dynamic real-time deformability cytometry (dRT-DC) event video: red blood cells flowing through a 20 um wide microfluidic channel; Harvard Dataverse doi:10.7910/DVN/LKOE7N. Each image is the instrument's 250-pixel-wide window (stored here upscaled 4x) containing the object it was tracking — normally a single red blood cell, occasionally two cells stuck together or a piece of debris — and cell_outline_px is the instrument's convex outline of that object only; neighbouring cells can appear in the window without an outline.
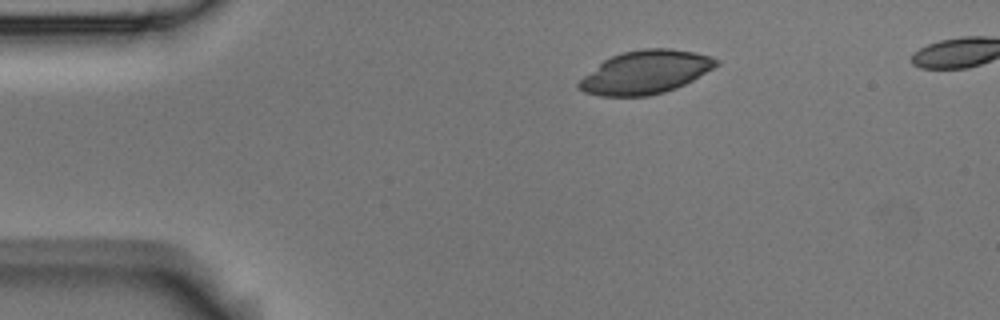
{"species": "Egyptian fruit bat (a non-hibernating species)", "species_latin": "Rousettus aegyptiacus", "temperature_condition": "room temperature", "stored_images_in_passage": 4, "camera_frame_rate_fps": 3000, "um_per_image_px": 0.085, "animal": {"sex": "male"}, "frame": {"image": 1, "passage_image": 1, "time_ms": 0.0, "image_size_px": [1000, 320], "cell_outline_px": [[720, 64], [692, 80], [676, 88], [664, 92], [648, 96], [600, 96], [584, 92], [576, 88], [576, 84], [584, 76], [604, 60], [612, 56], [624, 52], [644, 48], [672, 48], [696, 52], [712, 56], [720, 60]], "centroid_in_image_um": [54.88, 6.13], "position_along_channel_um": 30.1, "area_um2": 34.62}}